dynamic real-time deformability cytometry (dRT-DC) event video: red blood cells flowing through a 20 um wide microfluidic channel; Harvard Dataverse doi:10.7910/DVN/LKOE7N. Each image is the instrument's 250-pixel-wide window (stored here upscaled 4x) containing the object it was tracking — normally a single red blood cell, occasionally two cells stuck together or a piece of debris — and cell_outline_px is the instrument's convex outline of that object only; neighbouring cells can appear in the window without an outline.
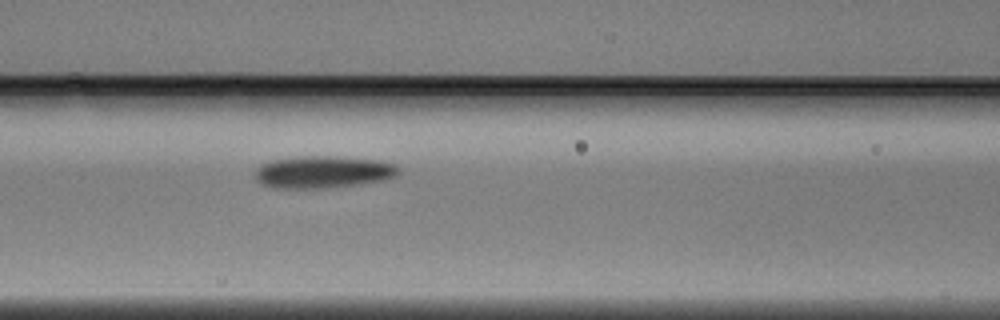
{"species": "Egyptian fruit bat (a non-hibernating species)", "species_latin": "Rousettus aegyptiacus", "temperature_condition": "warm", "stored_images_in_passage": 6, "camera_frame_rate_fps": 3000, "um_per_image_px": 0.085, "animal": {"sex": "male"}, "frame": {"image": 1, "passage_image": 6, "time_ms": 1.667, "image_size_px": [1000, 320], "cell_outline_px": [[396, 172], [392, 176], [380, 180], [360, 184], [324, 188], [272, 188], [260, 184], [256, 180], [256, 168], [260, 164], [272, 160], [296, 156], [336, 156], [376, 160], [396, 164]], "centroid_in_image_um": [27.35, 14.61], "position_along_channel_um": 139.3, "area_um2": 26.76}}